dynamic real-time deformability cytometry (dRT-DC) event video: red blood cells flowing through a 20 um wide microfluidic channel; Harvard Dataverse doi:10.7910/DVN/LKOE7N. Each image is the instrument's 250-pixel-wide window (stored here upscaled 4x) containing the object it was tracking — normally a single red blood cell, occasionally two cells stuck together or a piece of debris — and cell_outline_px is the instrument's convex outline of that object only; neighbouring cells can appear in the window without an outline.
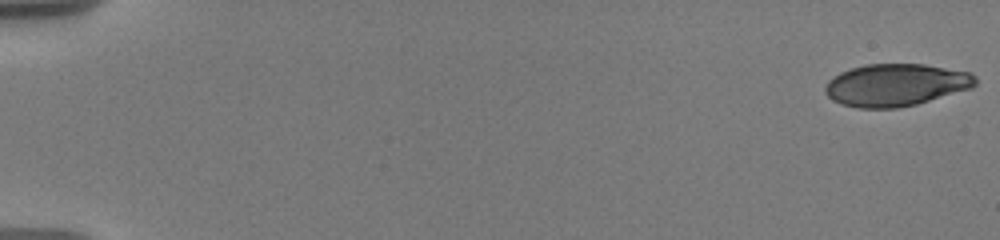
{"species": "human", "species_latin": "Homo sapiens", "temperature_condition": "warm", "stored_images_in_passage": 73, "camera_frame_rate_fps": 3000, "um_per_image_px": 0.085, "donor": {"sex": "male"}, "frame": {"image": 1, "passage_image": 1, "time_ms": 0.0, "image_size_px": [1000, 240], "cell_outline_px": [[976, 84], [972, 88], [916, 104], [896, 108], [860, 108], [840, 104], [832, 100], [824, 92], [824, 88], [828, 80], [840, 72], [864, 64], [924, 64], [972, 72], [976, 76]], "centroid_in_image_um": [76.14, 7.22], "position_along_channel_um": 8.9, "area_um2": 37.22}}
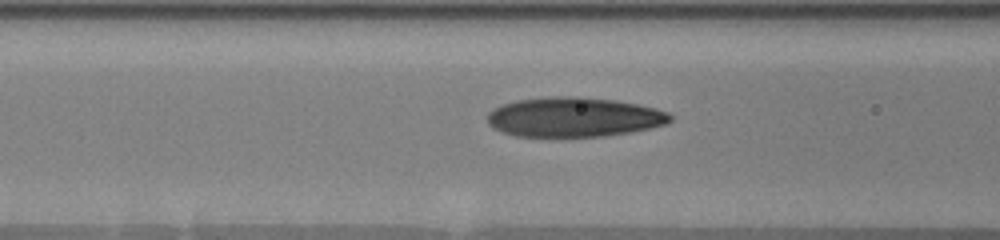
{"frame": {"image": 2, "passage_image": 35, "time_ms": 8.0, "image_size_px": [1000, 240], "cell_outline_px": [[672, 120], [668, 124], [632, 132], [604, 136], [516, 136], [492, 128], [488, 124], [488, 112], [492, 108], [516, 100], [552, 96], [584, 96], [612, 100], [636, 104], [656, 108], [668, 112], [672, 116]], "centroid_in_image_um": [48.79, 9.95], "position_along_channel_um": 117.8, "area_um2": 42.37}}
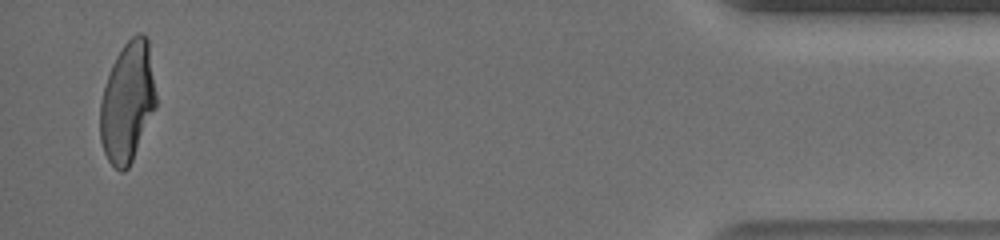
{"frame": {"image": 3, "passage_image": 72, "time_ms": 18.333, "image_size_px": [1000, 240], "cell_outline_px": [[156, 108], [132, 160], [128, 168], [124, 172], [120, 172], [108, 160], [104, 152], [100, 140], [100, 104], [104, 88], [112, 64], [116, 56], [124, 44], [136, 32], [140, 32], [148, 36], [156, 96]], "centroid_in_image_um": [10.84, 8.66], "position_along_channel_um": 424.4, "area_um2": 39.19}, "authors_computed_cell_mechanics": {"area_um2": 39.8242, "velocity_mm_per_s": 3.6134, "shape_relaxation_time_tau1_ms": 6.2228, "shape_relaxation_time_tau2_ms": 1.2315, "deformation_change_tau1": 0.2429, "deformation_change_tau2": 0.0869}}